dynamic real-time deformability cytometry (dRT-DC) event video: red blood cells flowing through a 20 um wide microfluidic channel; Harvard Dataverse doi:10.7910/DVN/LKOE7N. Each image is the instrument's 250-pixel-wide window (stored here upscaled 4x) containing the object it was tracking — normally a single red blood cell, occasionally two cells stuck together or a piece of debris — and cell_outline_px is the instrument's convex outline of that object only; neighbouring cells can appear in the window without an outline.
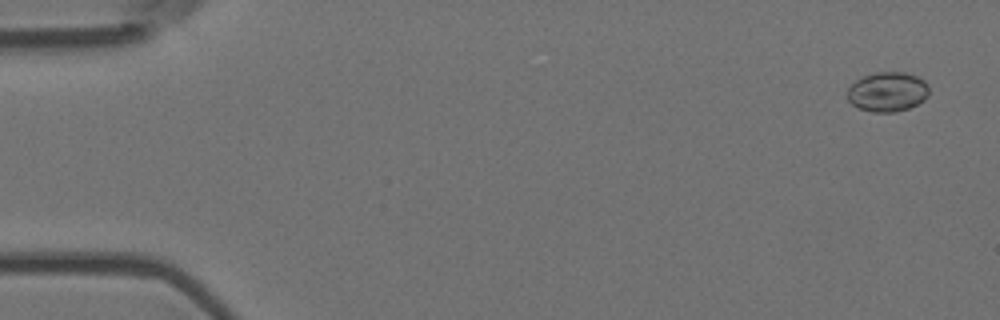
{"species": "Egyptian fruit bat (a non-hibernating species)", "species_latin": "Rousettus aegyptiacus", "temperature_condition": "room temperature", "stored_images_in_passage": 5, "camera_frame_rate_fps": 3000, "um_per_image_px": 0.085, "animal": {"sex": "female"}, "frame": {"image": 1, "passage_image": 1, "time_ms": 0.0, "image_size_px": [1000, 320], "cell_outline_px": [[928, 96], [924, 100], [908, 108], [896, 112], [872, 112], [860, 108], [852, 104], [848, 100], [848, 88], [856, 80], [864, 76], [876, 72], [904, 72], [916, 76], [924, 80], [928, 84]], "centroid_in_image_um": [75.45, 7.8], "position_along_channel_um": 9.6, "area_um2": 18.79}}
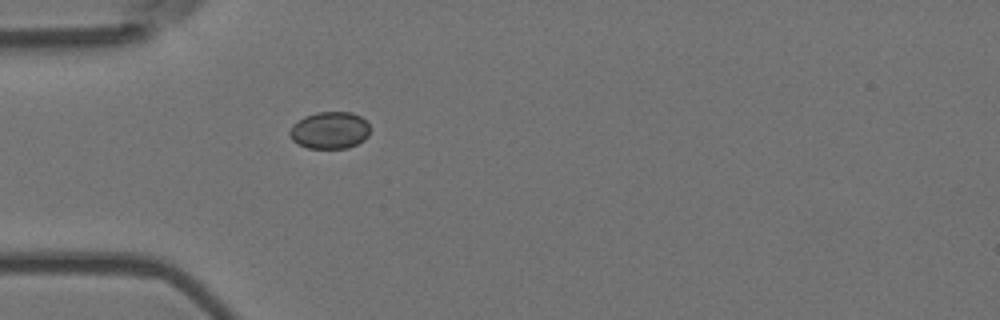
{"frame": {"image": 2, "passage_image": 5, "time_ms": 1.333, "image_size_px": [1000, 320], "cell_outline_px": [[368, 136], [364, 140], [348, 148], [308, 148], [296, 144], [288, 136], [288, 132], [292, 124], [304, 116], [316, 112], [352, 112], [360, 116], [368, 124]], "centroid_in_image_um": [27.97, 11.07], "position_along_channel_um": 57.0, "area_um2": 17.51}}